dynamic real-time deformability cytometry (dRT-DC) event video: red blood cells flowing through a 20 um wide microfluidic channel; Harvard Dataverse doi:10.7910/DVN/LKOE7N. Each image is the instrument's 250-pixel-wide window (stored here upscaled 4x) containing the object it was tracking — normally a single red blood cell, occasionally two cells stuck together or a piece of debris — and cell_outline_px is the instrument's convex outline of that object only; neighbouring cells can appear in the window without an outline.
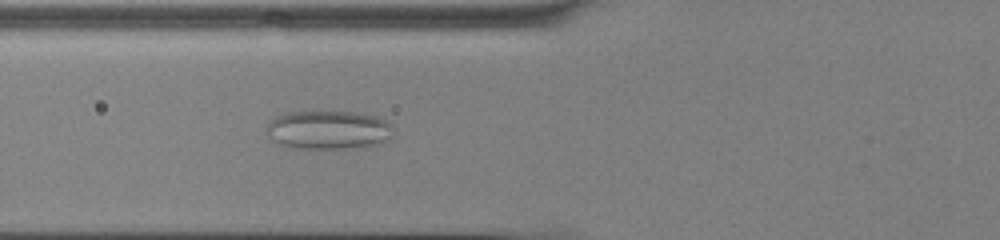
{"species": "common noctule bat (a hibernating species)", "species_latin": "Nyctalus noctula", "temperature_condition": "cold", "stored_images_in_passage": 54, "camera_frame_rate_fps": 3000, "um_per_image_px": 0.085, "animal": {"sex": "male", "body_mass_g": 13.0, "forearm_length_mm": 53.1}, "frame": {"image": 1, "passage_image": 22, "time_ms": 7.0, "image_size_px": [1000, 240], "cell_outline_px": [[392, 136], [388, 140], [380, 144], [364, 148], [288, 148], [276, 144], [272, 140], [268, 132], [268, 124], [276, 116], [284, 112], [364, 112], [388, 120], [392, 124]], "centroid_in_image_um": [27.97, 11.05], "position_along_channel_um": 97.8, "area_um2": 29.13}}
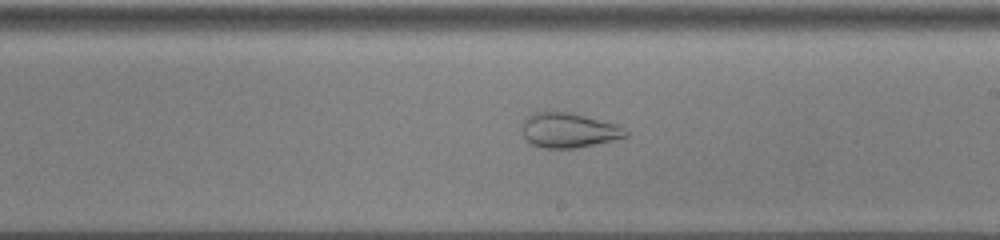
{"frame": {"image": 2, "passage_image": 33, "time_ms": 10.667, "image_size_px": [1000, 240], "cell_outline_px": [[628, 136], [612, 140], [576, 148], [544, 148], [532, 144], [524, 136], [520, 128], [524, 120], [532, 112], [572, 112], [620, 124], [628, 132]], "centroid_in_image_um": [48.36, 11.05], "position_along_channel_um": 240.6, "area_um2": 21.21}}
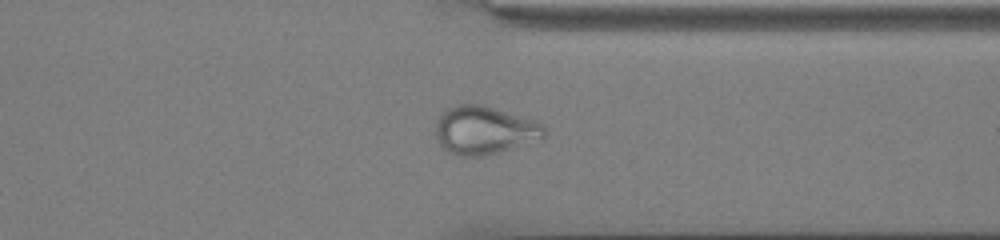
{"frame": {"image": 3, "passage_image": 43, "time_ms": 14.0, "image_size_px": [1000, 240], "cell_outline_px": [[544, 140], [500, 152], [480, 156], [460, 156], [448, 152], [436, 140], [436, 120], [448, 108], [456, 104], [484, 104], [536, 120], [544, 128]], "centroid_in_image_um": [41.2, 11.07], "position_along_channel_um": 370.2, "area_um2": 30.92}}